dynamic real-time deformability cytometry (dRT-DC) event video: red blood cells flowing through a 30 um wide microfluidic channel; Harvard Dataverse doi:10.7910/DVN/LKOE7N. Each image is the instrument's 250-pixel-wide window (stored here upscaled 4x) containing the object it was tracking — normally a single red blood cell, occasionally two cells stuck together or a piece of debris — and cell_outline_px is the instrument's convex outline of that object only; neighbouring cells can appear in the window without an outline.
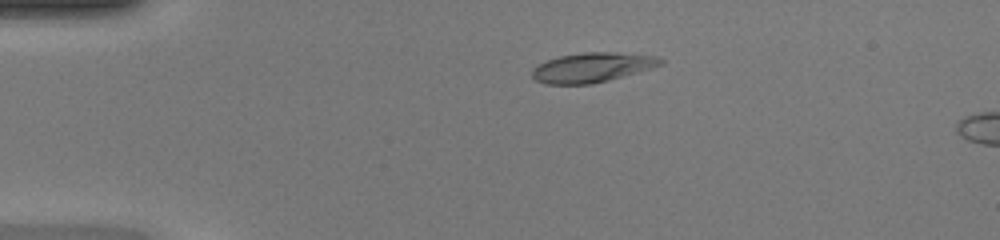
{"species": "common noctule bat (a hibernating species)", "species_latin": "Nyctalus noctula", "temperature_condition": "warm", "stored_images_in_passage": 15, "camera_frame_rate_fps": 3000, "um_per_image_px": 0.085, "animal": {"sex": "female", "body_mass_g": 20.0, "forearm_length_mm": 54.0}, "frame": {"image": 1, "passage_image": 11, "time_ms": 3.333, "image_size_px": [1000, 240], "cell_outline_px": [[664, 64], [608, 80], [592, 84], [544, 84], [536, 80], [532, 76], [532, 68], [536, 64], [560, 56], [584, 52], [616, 52], [656, 56], [664, 60]], "centroid_in_image_um": [50.3, 5.73], "position_along_channel_um": 34.7, "area_um2": 22.08}}